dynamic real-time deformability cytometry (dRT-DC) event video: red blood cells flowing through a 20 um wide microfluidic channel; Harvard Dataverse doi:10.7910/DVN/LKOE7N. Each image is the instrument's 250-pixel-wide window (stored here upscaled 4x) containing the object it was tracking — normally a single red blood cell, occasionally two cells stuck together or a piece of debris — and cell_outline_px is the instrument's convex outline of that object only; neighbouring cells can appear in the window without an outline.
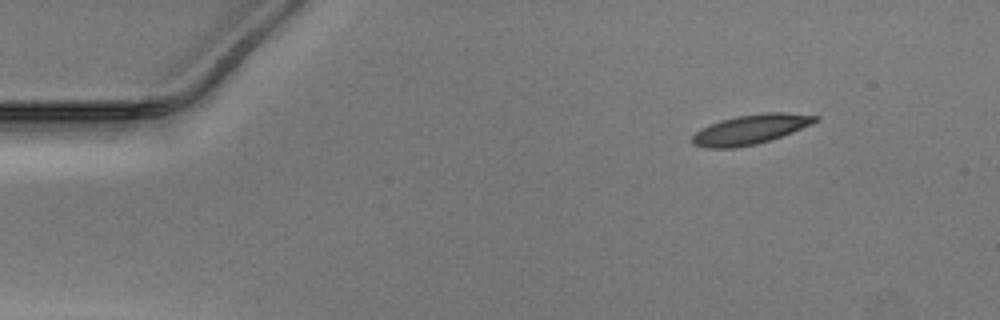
{"species": "Egyptian fruit bat (a non-hibernating species)", "species_latin": "Rousettus aegyptiacus", "temperature_condition": "warm", "stored_images_in_passage": 46, "camera_frame_rate_fps": 3000, "um_per_image_px": 0.085, "animal": {"sex": "male"}, "frame": {"image": 1, "passage_image": 1, "time_ms": 0.0, "image_size_px": [1000, 320], "cell_outline_px": [[820, 120], [812, 124], [792, 132], [756, 144], [736, 148], [704, 148], [692, 144], [692, 136], [700, 128], [720, 120], [736, 116], [764, 112], [788, 112], [820, 116]], "centroid_in_image_um": [63.79, 10.99], "position_along_channel_um": 21.2, "area_um2": 21.39}}
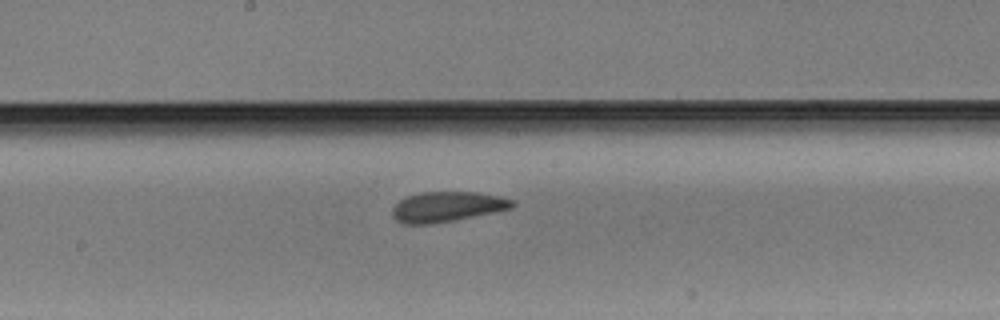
{"frame": {"image": 2, "passage_image": 22, "time_ms": 7.0, "image_size_px": [1000, 320], "cell_outline_px": [[516, 204], [512, 208], [432, 224], [404, 224], [396, 220], [392, 216], [392, 208], [400, 200], [408, 196], [420, 192], [476, 192], [500, 196], [516, 200]], "centroid_in_image_um": [38.0, 17.56], "position_along_channel_um": 210.2, "area_um2": 20.98}}
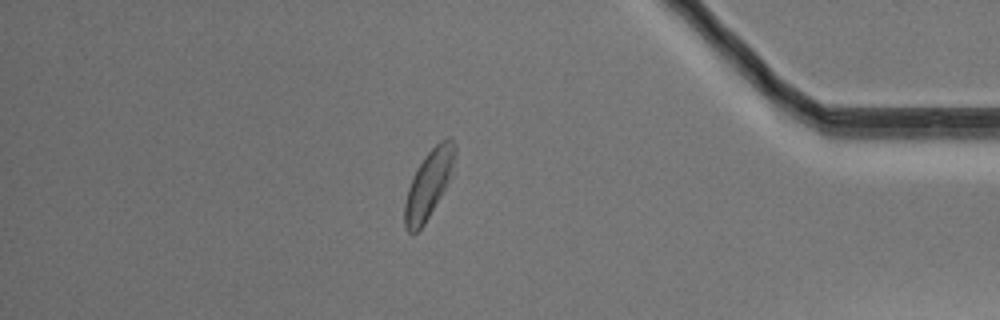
{"frame": {"image": 3, "passage_image": 39, "time_ms": 12.667, "image_size_px": [1000, 320], "cell_outline_px": [[456, 156], [444, 188], [440, 196], [424, 224], [412, 236], [408, 232], [404, 224], [404, 204], [408, 188], [412, 176], [416, 168], [428, 152], [440, 140], [448, 136], [452, 136], [456, 144]], "centroid_in_image_um": [36.42, 15.61], "position_along_channel_um": 398.8, "area_um2": 19.65}}